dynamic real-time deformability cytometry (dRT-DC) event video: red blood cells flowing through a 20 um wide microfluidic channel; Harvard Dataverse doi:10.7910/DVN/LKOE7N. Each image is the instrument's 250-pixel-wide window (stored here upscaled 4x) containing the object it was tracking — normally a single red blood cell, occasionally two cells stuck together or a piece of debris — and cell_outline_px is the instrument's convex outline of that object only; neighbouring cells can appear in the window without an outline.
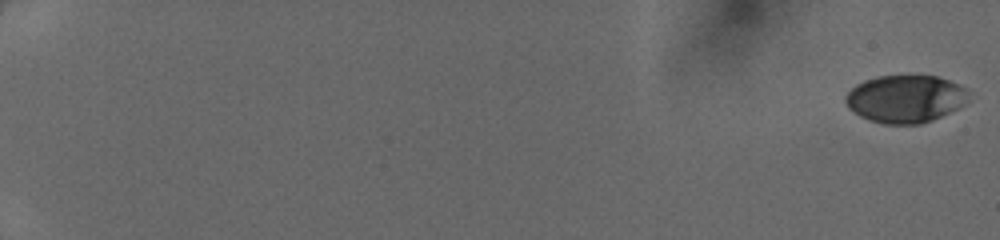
{"species": "human", "species_latin": "Homo sapiens", "temperature_condition": "cold", "stored_images_in_passage": 51, "camera_frame_rate_fps": 3000, "um_per_image_px": 0.085, "donor": {"sex": "female"}, "frame": {"image": 1, "passage_image": 1, "time_ms": 0.0, "image_size_px": [1000, 240], "cell_outline_px": [[968, 100], [960, 108], [932, 120], [920, 124], [884, 124], [860, 116], [848, 108], [844, 100], [844, 96], [856, 84], [864, 80], [880, 76], [936, 76], [960, 84], [968, 92]], "centroid_in_image_um": [76.96, 8.4], "position_along_channel_um": 8.0, "area_um2": 34.16}}
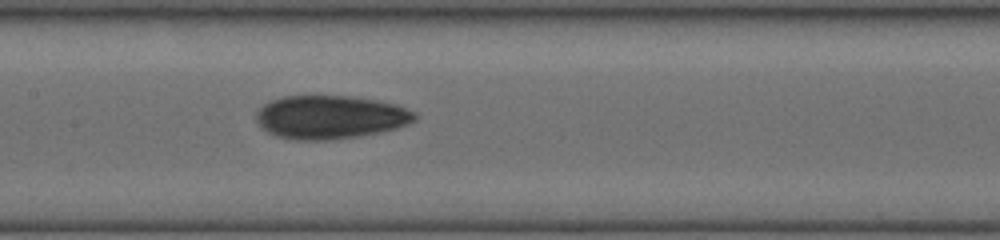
{"frame": {"image": 2, "passage_image": 29, "time_ms": 9.333, "image_size_px": [1000, 240], "cell_outline_px": [[416, 120], [408, 124], [396, 128], [380, 132], [360, 136], [336, 140], [296, 140], [276, 136], [268, 132], [256, 120], [256, 112], [264, 104], [272, 100], [284, 96], [348, 96], [376, 100], [396, 104], [416, 112]], "centroid_in_image_um": [28.09, 9.96], "position_along_channel_um": 179.3, "area_um2": 40.17}}
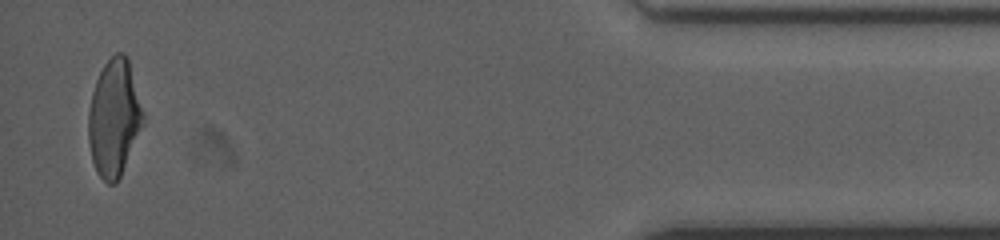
{"frame": {"image": 3, "passage_image": 50, "time_ms": 16.333, "image_size_px": [1000, 240], "cell_outline_px": [[144, 124], [120, 176], [112, 184], [108, 184], [96, 172], [92, 160], [88, 140], [88, 112], [92, 92], [96, 80], [104, 64], [116, 52], [124, 52], [128, 56], [144, 116]], "centroid_in_image_um": [9.69, 10.0], "position_along_channel_um": 425.5, "area_um2": 37.17}}